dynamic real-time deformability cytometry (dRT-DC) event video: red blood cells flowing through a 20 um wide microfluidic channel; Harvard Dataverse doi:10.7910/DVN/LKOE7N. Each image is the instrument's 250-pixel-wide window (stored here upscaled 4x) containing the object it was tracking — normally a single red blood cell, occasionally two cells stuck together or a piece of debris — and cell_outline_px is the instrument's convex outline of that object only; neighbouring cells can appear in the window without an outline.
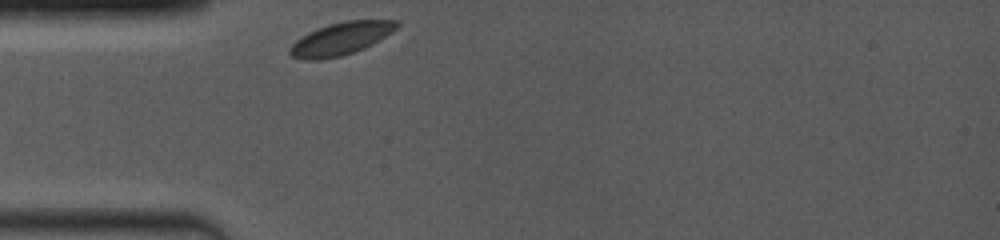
{"species": "common noctule bat (a hibernating species)", "species_latin": "Nyctalus noctula", "temperature_condition": "room temperature", "stored_images_in_passage": 39, "camera_frame_rate_fps": 4000, "um_per_image_px": 0.085, "animal": {"sex": "female", "body_mass_g": 19.0, "forearm_length_mm": 53.3}, "frame": {"image": 1, "passage_image": 1, "time_ms": 0.0, "image_size_px": [1000, 240], "cell_outline_px": [[400, 24], [392, 32], [372, 44], [364, 48], [340, 56], [320, 60], [304, 60], [292, 56], [288, 52], [288, 48], [300, 36], [308, 32], [328, 24], [344, 20], [400, 20]], "centroid_in_image_um": [28.95, 3.28], "position_along_channel_um": 56.0, "area_um2": 20.4}}
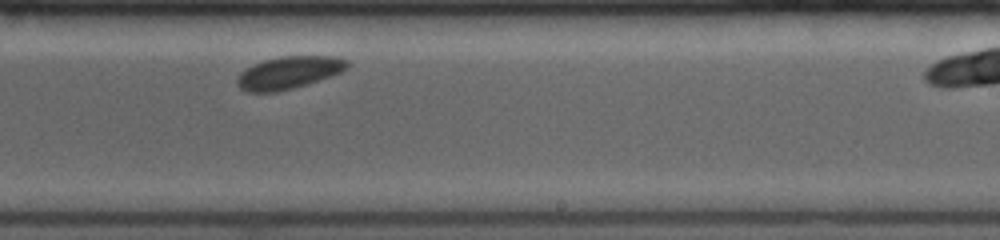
{"frame": {"image": 2, "passage_image": 24, "time_ms": 5.75, "image_size_px": [1000, 240], "cell_outline_px": [[348, 64], [340, 72], [292, 88], [276, 92], [248, 92], [240, 88], [236, 84], [236, 80], [240, 72], [252, 64], [264, 60], [280, 56], [336, 56], [348, 60]], "centroid_in_image_um": [24.47, 6.16], "position_along_channel_um": 264.5, "area_um2": 20.52}}
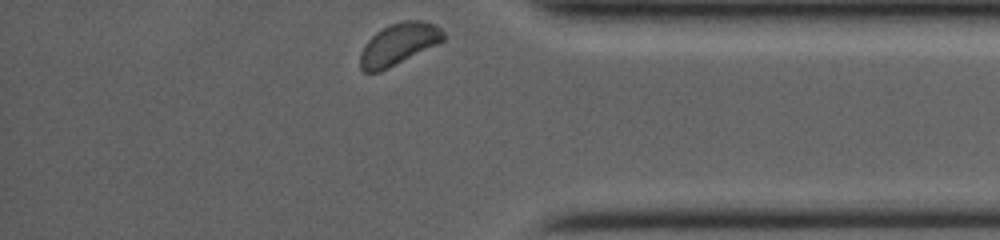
{"frame": {"image": 3, "passage_image": 39, "time_ms": 9.5, "image_size_px": [1000, 240], "cell_outline_px": [[444, 40], [380, 72], [364, 72], [360, 68], [360, 52], [364, 44], [376, 32], [388, 24], [400, 20], [420, 20], [436, 24], [444, 32]], "centroid_in_image_um": [33.85, 3.72], "position_along_channel_um": 401.3, "area_um2": 20.17}}